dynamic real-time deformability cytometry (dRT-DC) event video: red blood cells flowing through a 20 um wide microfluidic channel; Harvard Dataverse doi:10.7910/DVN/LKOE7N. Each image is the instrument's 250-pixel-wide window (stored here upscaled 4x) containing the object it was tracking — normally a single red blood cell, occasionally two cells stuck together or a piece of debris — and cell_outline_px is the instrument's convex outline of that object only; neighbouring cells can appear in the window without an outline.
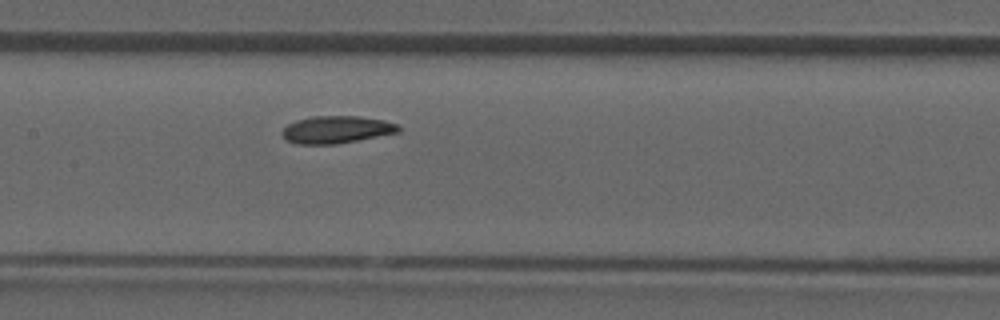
{"species": "common noctule bat (a hibernating species)", "species_latin": "Nyctalus noctula", "temperature_condition": "room temperature", "stored_images_in_passage": 43, "camera_frame_rate_fps": 3000, "um_per_image_px": 0.085, "animal": {"sex": "male", "forearm_length_mm": 52.5}, "frame": {"image": 1, "passage_image": 19, "time_ms": 6.0, "image_size_px": [1000, 320], "cell_outline_px": [[400, 132], [336, 144], [296, 144], [288, 140], [280, 132], [288, 124], [296, 120], [312, 116], [360, 116], [384, 120], [396, 124], [400, 128]], "centroid_in_image_um": [28.6, 11.01], "position_along_channel_um": 178.8, "area_um2": 18.5}}